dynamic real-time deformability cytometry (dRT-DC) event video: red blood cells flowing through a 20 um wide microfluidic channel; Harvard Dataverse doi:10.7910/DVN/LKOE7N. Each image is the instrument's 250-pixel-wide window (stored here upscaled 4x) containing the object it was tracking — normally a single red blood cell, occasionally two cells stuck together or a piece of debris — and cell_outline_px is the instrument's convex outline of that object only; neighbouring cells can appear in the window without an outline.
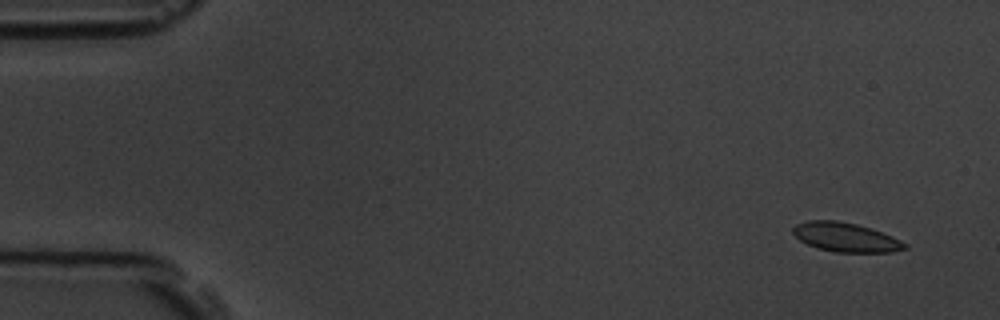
{"species": "common noctule bat (a hibernating species)", "species_latin": "Nyctalus noctula", "temperature_condition": "room temperature", "stored_images_in_passage": 5, "camera_frame_rate_fps": 3000, "um_per_image_px": 0.085, "animal": {"sex": "male", "body_mass_g": 19.5, "forearm_length_mm": 54.6}, "frame": {"image": 1, "passage_image": 1, "time_ms": 0.0, "image_size_px": [1000, 320], "cell_outline_px": [[908, 248], [892, 252], [836, 252], [820, 248], [808, 244], [800, 240], [792, 232], [792, 228], [796, 224], [808, 220], [836, 220], [856, 224], [872, 228], [892, 236], [908, 244]], "centroid_in_image_um": [71.91, 20.16], "position_along_channel_um": 13.1, "area_um2": 18.96}}
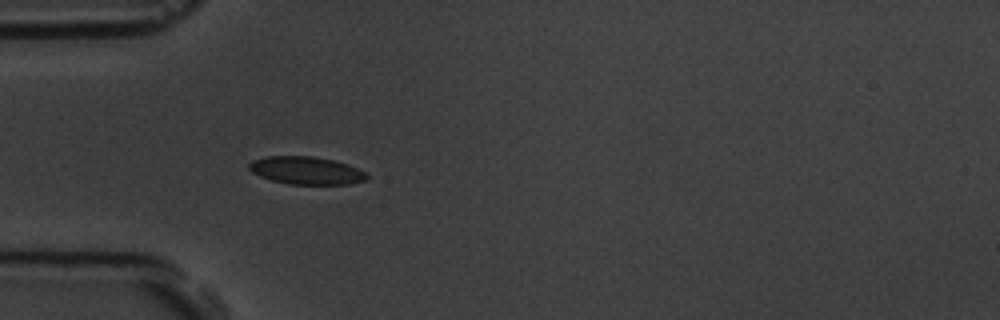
{"frame": {"image": 2, "passage_image": 5, "time_ms": 4.333, "image_size_px": [1000, 320], "cell_outline_px": [[368, 176], [364, 180], [348, 184], [288, 184], [272, 180], [260, 176], [252, 172], [248, 168], [248, 164], [252, 160], [268, 156], [312, 156], [332, 160], [348, 164], [364, 172]], "centroid_in_image_um": [25.99, 14.49], "position_along_channel_um": 59.0, "area_um2": 18.84}}